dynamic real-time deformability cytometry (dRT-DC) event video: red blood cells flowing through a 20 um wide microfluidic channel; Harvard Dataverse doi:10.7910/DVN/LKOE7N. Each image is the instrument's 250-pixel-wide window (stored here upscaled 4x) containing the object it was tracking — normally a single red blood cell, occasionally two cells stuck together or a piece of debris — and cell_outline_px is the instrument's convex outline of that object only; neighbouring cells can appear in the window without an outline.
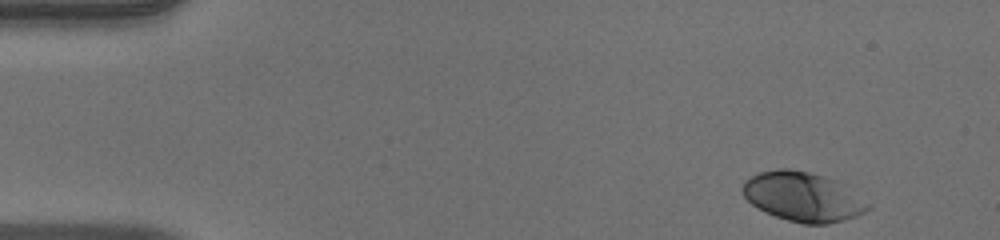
{"species": "human", "species_latin": "Homo sapiens", "temperature_condition": "warm", "stored_images_in_passage": 48, "camera_frame_rate_fps": 3000, "um_per_image_px": 0.085, "donor": {"sex": "male"}, "frame": {"image": 1, "passage_image": 1, "time_ms": 0.0, "image_size_px": [1000, 240], "cell_outline_px": [[872, 208], [856, 216], [844, 220], [828, 224], [804, 224], [788, 220], [764, 212], [752, 204], [744, 196], [740, 188], [744, 180], [760, 172], [780, 168], [788, 168], [808, 172], [836, 180], [872, 204]], "centroid_in_image_um": [68.25, 16.73], "position_along_channel_um": 16.8, "area_um2": 36.13}}
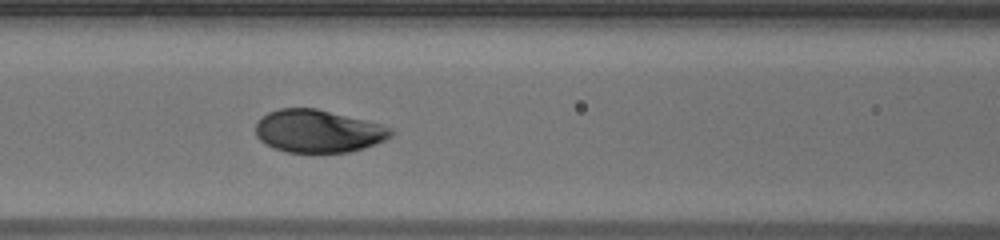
{"frame": {"image": 2, "passage_image": 19, "time_ms": 6.0, "image_size_px": [1000, 240], "cell_outline_px": [[392, 136], [384, 140], [364, 148], [348, 152], [288, 152], [276, 148], [260, 140], [256, 136], [256, 124], [260, 116], [268, 112], [280, 108], [316, 108], [380, 124], [392, 128]], "centroid_in_image_um": [27.02, 11.14], "position_along_channel_um": 139.6, "area_um2": 33.41}}
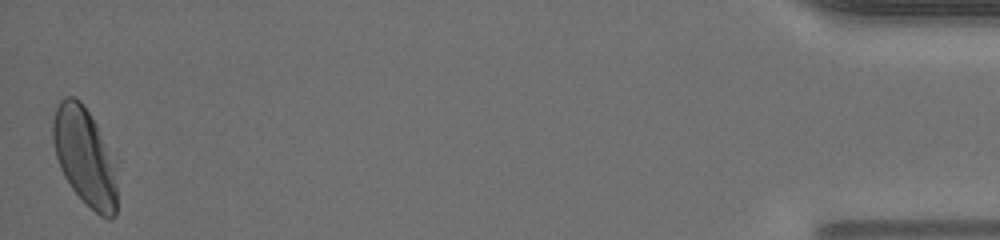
{"frame": {"image": 3, "passage_image": 48, "time_ms": 15.667, "image_size_px": [1000, 240], "cell_outline_px": [[116, 216], [108, 220], [100, 216], [72, 188], [64, 176], [60, 168], [56, 156], [52, 140], [52, 124], [56, 108], [60, 100], [64, 96], [72, 96], [80, 100], [96, 124], [104, 148], [116, 188]], "centroid_in_image_um": [7.1, 13.3], "position_along_channel_um": 428.1, "area_um2": 34.74}, "authors_computed_cell_mechanics": {"area_um2": 34.3621, "velocity_mm_per_s": 3.9291, "shape_relaxation_time_tau1_ms": 2.0375, "shape_relaxation_time_tau2_ms": null, "deformation_change_tau1": 0.1651, "deformation_change_tau2": null}}